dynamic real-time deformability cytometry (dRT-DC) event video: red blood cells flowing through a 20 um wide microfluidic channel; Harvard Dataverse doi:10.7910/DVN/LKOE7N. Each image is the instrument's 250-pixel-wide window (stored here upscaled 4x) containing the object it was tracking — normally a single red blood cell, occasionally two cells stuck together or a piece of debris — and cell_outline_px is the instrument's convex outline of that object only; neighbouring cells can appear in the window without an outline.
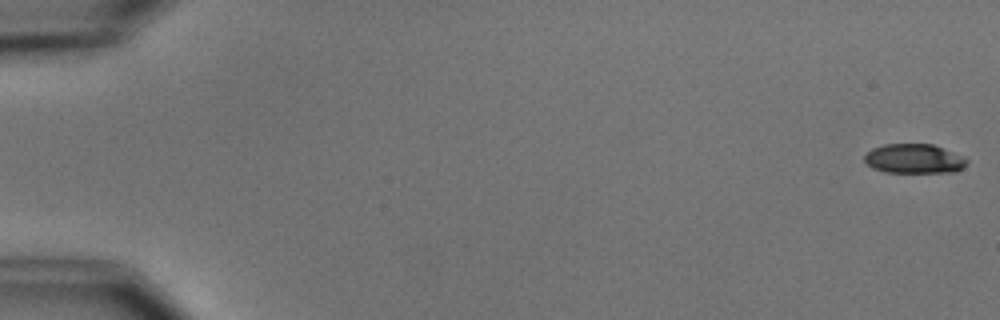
{"species": "common noctule bat (a hibernating species)", "species_latin": "Nyctalus noctula", "temperature_condition": "cold", "stored_images_in_passage": 6, "camera_frame_rate_fps": 3000, "um_per_image_px": 0.085, "animal": {"sex": "male", "body_mass_g": 15.6}, "frame": {"image": 1, "passage_image": 1, "time_ms": 0.0, "image_size_px": [1000, 320], "cell_outline_px": [[968, 160], [964, 168], [956, 172], [884, 172], [872, 168], [864, 160], [864, 156], [872, 148], [884, 144], [932, 144], [944, 148], [964, 156]], "centroid_in_image_um": [77.72, 13.49], "position_along_channel_um": 7.3, "area_um2": 17.69}}